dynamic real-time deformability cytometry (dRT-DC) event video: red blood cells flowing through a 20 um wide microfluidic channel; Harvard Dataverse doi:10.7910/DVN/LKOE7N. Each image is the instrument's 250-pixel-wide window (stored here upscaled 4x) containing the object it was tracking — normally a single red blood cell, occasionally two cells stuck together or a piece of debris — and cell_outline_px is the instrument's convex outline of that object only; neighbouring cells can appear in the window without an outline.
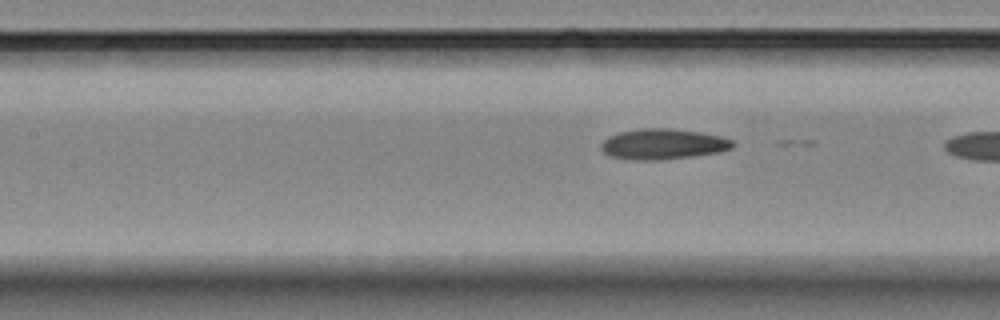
{"species": "Egyptian fruit bat (a non-hibernating species)", "species_latin": "Rousettus aegyptiacus", "temperature_condition": "room temperature", "stored_images_in_passage": 9, "segment_of_instrument_passage": [2, 2], "camera_frame_rate_fps": 3000, "um_per_image_px": 0.085, "animal": {"sex": "female"}, "frame": {"image": 1, "passage_image": 9, "time_ms": 9.0, "image_size_px": [1000, 320], "cell_outline_px": [[736, 144], [732, 148], [720, 152], [656, 160], [644, 160], [608, 156], [600, 148], [600, 144], [608, 136], [620, 132], [640, 128], [672, 128], [700, 132], [720, 136], [732, 140]], "centroid_in_image_um": [56.35, 12.23], "position_along_channel_um": 151.1, "area_um2": 23.29}}